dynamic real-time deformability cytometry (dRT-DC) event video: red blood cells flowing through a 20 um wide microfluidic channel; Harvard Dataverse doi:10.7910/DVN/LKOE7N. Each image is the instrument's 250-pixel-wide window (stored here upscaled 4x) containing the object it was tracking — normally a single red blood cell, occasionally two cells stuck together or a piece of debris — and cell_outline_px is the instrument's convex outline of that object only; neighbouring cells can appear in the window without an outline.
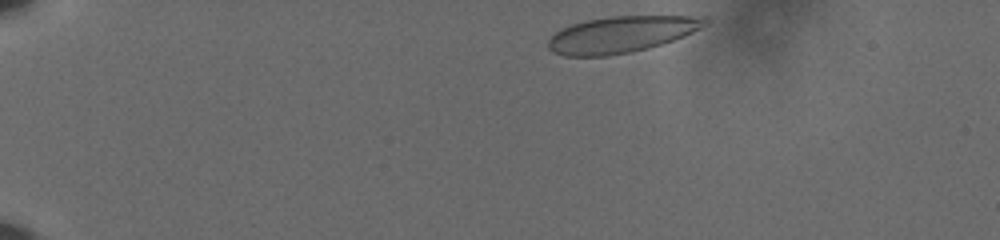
{"species": "human", "species_latin": "Homo sapiens", "temperature_condition": "cold", "stored_images_in_passage": 45, "camera_frame_rate_fps": 3000, "um_per_image_px": 0.085, "donor": {"sex": "male"}, "frame": {"image": 1, "passage_image": 2, "time_ms": 0.333, "image_size_px": [1000, 240], "cell_outline_px": [[708, 24], [684, 36], [648, 48], [608, 56], [564, 56], [552, 52], [548, 48], [548, 40], [560, 28], [584, 20], [608, 16], [708, 16]], "centroid_in_image_um": [52.79, 2.91], "position_along_channel_um": 32.2, "area_um2": 33.29}}
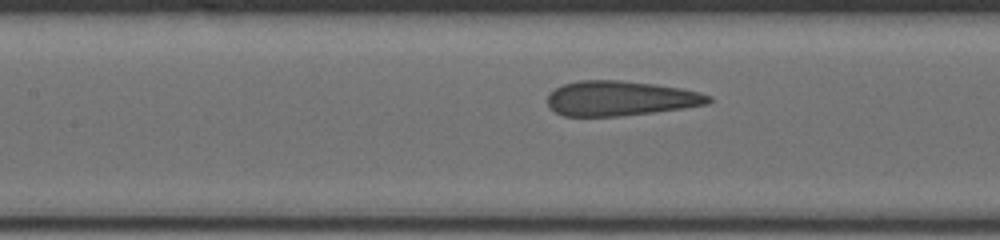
{"frame": {"image": 2, "passage_image": 20, "time_ms": 6.333, "image_size_px": [1000, 240], "cell_outline_px": [[712, 100], [708, 104], [684, 108], [620, 116], [564, 116], [556, 112], [548, 104], [548, 96], [556, 88], [564, 84], [580, 80], [620, 80], [652, 84], [680, 88], [700, 92], [712, 96]], "centroid_in_image_um": [52.76, 8.36], "position_along_channel_um": 154.6, "area_um2": 32.48}}
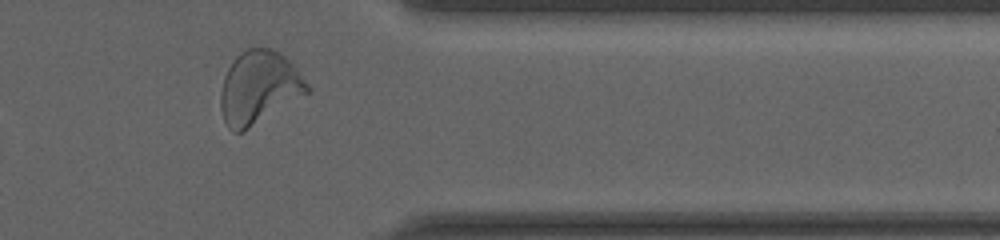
{"frame": {"image": 3, "passage_image": 40, "time_ms": 13.0, "image_size_px": [1000, 240], "cell_outline_px": [[312, 88], [308, 92], [244, 132], [232, 132], [228, 128], [224, 120], [220, 108], [220, 96], [224, 76], [232, 60], [240, 52], [248, 48], [272, 48], [280, 52], [292, 64]], "centroid_in_image_um": [21.98, 7.44], "position_along_channel_um": 389.4, "area_um2": 36.7}, "authors_computed_cell_mechanics": {"area_um2": 33.2928, "velocity_mm_per_s": 3.6123, "shape_relaxation_time_tau1_ms": 9.396, "shape_relaxation_time_tau2_ms": 0.6937, "deformation_change_tau1": 0.2311, "deformation_change_tau2": 0.0783}}